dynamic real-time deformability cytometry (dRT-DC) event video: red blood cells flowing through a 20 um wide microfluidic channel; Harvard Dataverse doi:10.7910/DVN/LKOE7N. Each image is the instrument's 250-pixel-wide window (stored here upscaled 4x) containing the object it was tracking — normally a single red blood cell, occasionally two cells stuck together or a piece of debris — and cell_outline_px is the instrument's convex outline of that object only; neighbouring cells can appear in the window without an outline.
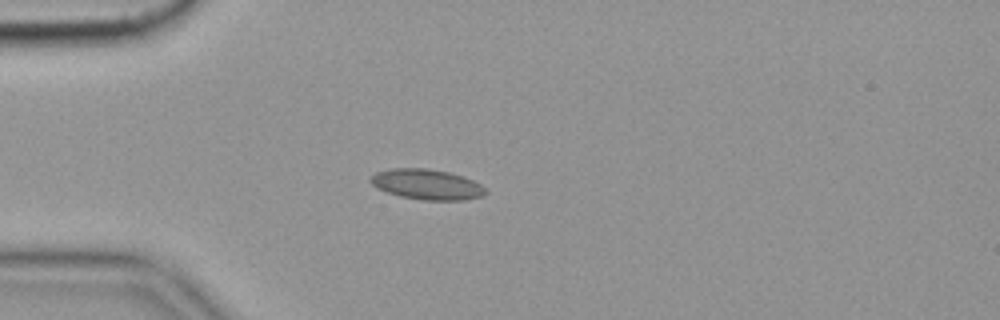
{"species": "common noctule bat (a hibernating species)", "species_latin": "Nyctalus noctula", "temperature_condition": "cold", "stored_images_in_passage": 42, "camera_frame_rate_fps": 3000, "um_per_image_px": 0.085, "animal": {"sex": "female", "body_mass_g": 19.9}, "frame": {"image": 1, "passage_image": 1, "time_ms": 0.0, "image_size_px": [1000, 320], "cell_outline_px": [[488, 192], [480, 196], [464, 200], [424, 200], [400, 196], [376, 188], [368, 180], [376, 172], [392, 168], [428, 168], [448, 172], [464, 176], [480, 184]], "centroid_in_image_um": [36.27, 15.66], "position_along_channel_um": 48.7, "area_um2": 20.29}}
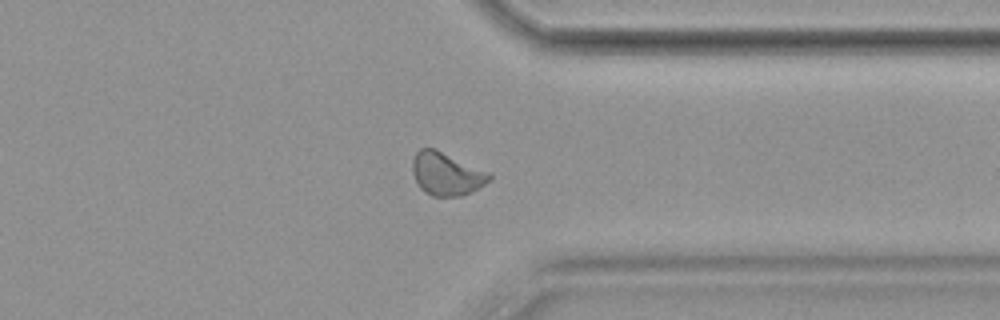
{"frame": {"image": 2, "passage_image": 30, "time_ms": 9.667, "image_size_px": [1000, 320], "cell_outline_px": [[492, 180], [472, 192], [460, 196], [432, 196], [424, 192], [416, 184], [412, 172], [412, 160], [416, 152], [420, 148], [436, 148], [488, 172], [492, 176]], "centroid_in_image_um": [37.93, 14.78], "position_along_channel_um": 373.5, "area_um2": 19.48}, "authors_computed_cell_mechanics": {"area_um2": 18.5538, "velocity_mm_per_s": 3.5358, "shape_relaxation_time_tau1_ms": null, "shape_relaxation_time_tau2_ms": 2.1503, "deformation_change_tau1": null, "deformation_change_tau2": 0.0629}}